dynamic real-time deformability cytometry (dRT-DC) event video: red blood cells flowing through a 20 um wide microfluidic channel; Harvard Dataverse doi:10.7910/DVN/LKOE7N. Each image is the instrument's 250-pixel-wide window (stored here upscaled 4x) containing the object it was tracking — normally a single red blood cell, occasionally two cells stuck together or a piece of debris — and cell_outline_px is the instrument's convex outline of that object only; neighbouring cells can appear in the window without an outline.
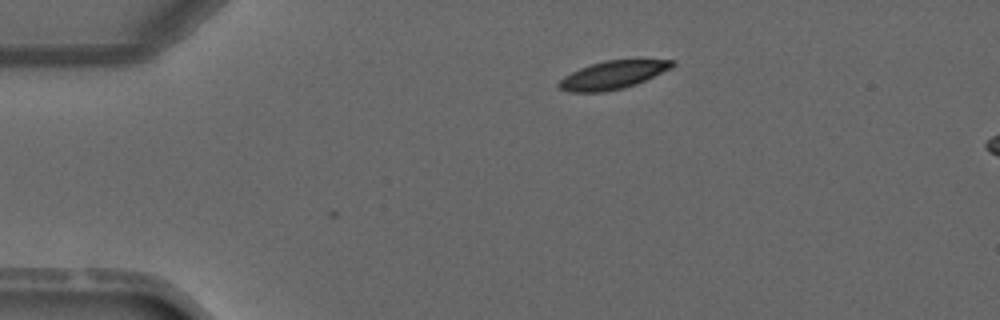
{"species": "common noctule bat (a hibernating species)", "species_latin": "Nyctalus noctula", "temperature_condition": "warm", "stored_images_in_passage": 2, "camera_frame_rate_fps": 3000, "um_per_image_px": 0.085, "animal": {"sex": "male", "forearm_length_mm": 52.5}, "frame": {"image": 1, "passage_image": 2, "time_ms": 1.333, "image_size_px": [1000, 320], "cell_outline_px": [[676, 64], [672, 68], [636, 84], [624, 88], [604, 92], [568, 92], [560, 88], [556, 84], [564, 76], [580, 68], [604, 60], [676, 60]], "centroid_in_image_um": [52.09, 6.38], "position_along_channel_um": 32.9, "area_um2": 18.5}}